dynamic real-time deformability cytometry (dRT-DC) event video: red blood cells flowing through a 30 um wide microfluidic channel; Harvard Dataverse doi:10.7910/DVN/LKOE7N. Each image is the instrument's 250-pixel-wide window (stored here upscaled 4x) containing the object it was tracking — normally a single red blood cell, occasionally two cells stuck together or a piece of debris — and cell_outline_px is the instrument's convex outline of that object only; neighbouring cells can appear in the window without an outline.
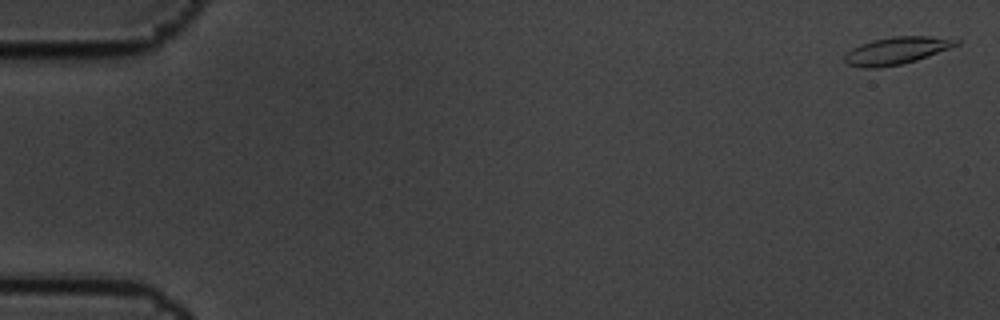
{"species": "common noctule bat (a hibernating species)", "species_latin": "Nyctalus noctula", "temperature_condition": "cold", "stored_images_in_passage": 6, "camera_frame_rate_fps": 3000, "um_per_image_px": 0.085, "animal": {"sex": "male", "body_mass_g": 19.5, "forearm_length_mm": 54.6}, "frame": {"image": 1, "passage_image": 1, "time_ms": 0.0, "image_size_px": [1000, 320], "cell_outline_px": [[960, 44], [928, 56], [916, 60], [900, 64], [876, 68], [860, 68], [848, 64], [844, 60], [844, 56], [852, 48], [860, 44], [872, 40], [892, 36], [928, 36], [960, 40]], "centroid_in_image_um": [76.18, 4.3], "position_along_channel_um": 8.8, "area_um2": 17.63}}
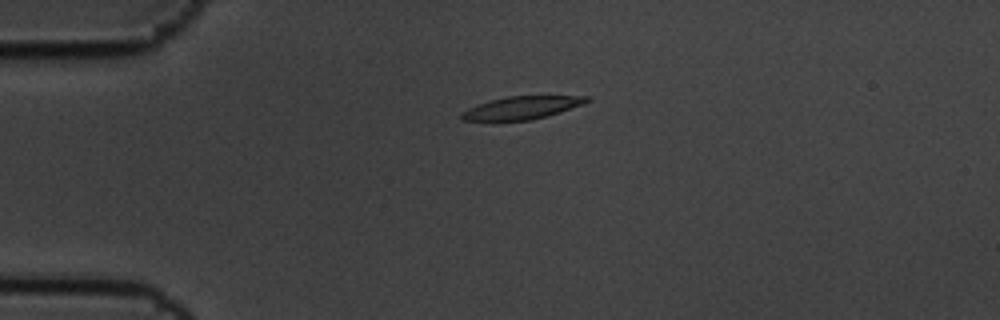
{"frame": {"image": 2, "passage_image": 4, "time_ms": 1.0, "image_size_px": [1000, 320], "cell_outline_px": [[592, 100], [584, 104], [560, 112], [532, 120], [488, 124], [460, 120], [460, 112], [468, 108], [492, 100], [508, 96], [592, 96]], "centroid_in_image_um": [44.26, 9.22], "position_along_channel_um": 40.7, "area_um2": 17.57}}
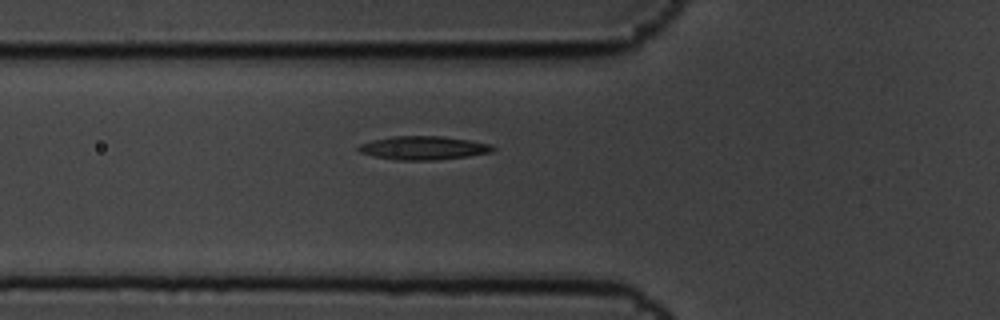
{"frame": {"image": 3, "passage_image": 6, "time_ms": 1.667, "image_size_px": [1000, 320], "cell_outline_px": [[496, 148], [492, 152], [468, 156], [436, 160], [396, 160], [376, 156], [360, 152], [356, 148], [360, 144], [372, 140], [392, 136], [444, 136], [492, 144]], "centroid_in_image_um": [36.01, 12.57], "position_along_channel_um": 89.8, "area_um2": 18.44}}